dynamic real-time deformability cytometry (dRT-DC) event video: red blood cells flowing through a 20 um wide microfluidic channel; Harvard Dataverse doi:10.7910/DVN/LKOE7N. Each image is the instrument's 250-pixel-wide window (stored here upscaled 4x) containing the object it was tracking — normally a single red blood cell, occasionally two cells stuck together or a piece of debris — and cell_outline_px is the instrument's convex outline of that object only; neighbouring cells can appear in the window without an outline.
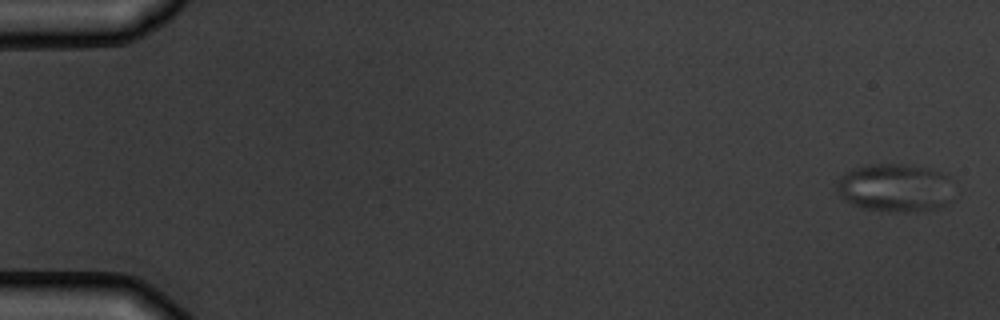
{"species": "common noctule bat (a hibernating species)", "species_latin": "Nyctalus noctula", "temperature_condition": "warm", "stored_images_in_passage": 6, "camera_frame_rate_fps": 3000, "um_per_image_px": 0.085, "animal": {"sex": "male", "body_mass_g": 19.5, "forearm_length_mm": 54.6}, "frame": {"image": 1, "passage_image": 1, "time_ms": 0.0, "image_size_px": [1000, 320], "cell_outline_px": [[960, 192], [956, 200], [940, 208], [904, 212], [888, 212], [864, 208], [852, 204], [844, 200], [836, 192], [836, 184], [840, 176], [852, 168], [868, 164], [908, 164], [928, 168], [944, 172], [948, 176]], "centroid_in_image_um": [76.21, 15.97], "position_along_channel_um": 8.8, "area_um2": 34.33}}